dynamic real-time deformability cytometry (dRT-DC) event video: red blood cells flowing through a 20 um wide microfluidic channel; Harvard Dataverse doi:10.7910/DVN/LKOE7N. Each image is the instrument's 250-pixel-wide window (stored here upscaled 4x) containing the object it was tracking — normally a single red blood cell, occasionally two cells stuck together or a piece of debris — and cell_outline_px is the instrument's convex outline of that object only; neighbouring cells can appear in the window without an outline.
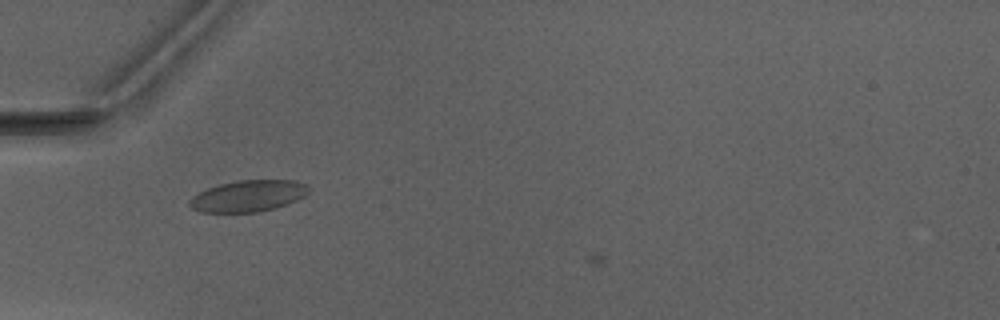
{"species": "Egyptian fruit bat (a non-hibernating species)", "species_latin": "Rousettus aegyptiacus", "temperature_condition": "warm", "stored_images_in_passage": 4, "camera_frame_rate_fps": 3000, "um_per_image_px": 0.085, "animal": {"sex": "male"}, "frame": {"image": 1, "passage_image": 3, "time_ms": 6.0, "image_size_px": [1000, 320], "cell_outline_px": [[308, 192], [304, 196], [288, 204], [276, 208], [256, 212], [200, 212], [192, 208], [188, 204], [188, 200], [192, 196], [208, 188], [220, 184], [236, 180], [296, 180], [304, 184], [308, 188]], "centroid_in_image_um": [21.08, 16.66], "position_along_channel_um": 63.9, "area_um2": 21.79}}